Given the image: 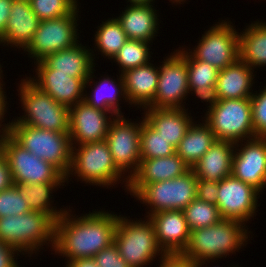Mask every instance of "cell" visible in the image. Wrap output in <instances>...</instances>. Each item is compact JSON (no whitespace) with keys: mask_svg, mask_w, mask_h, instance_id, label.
<instances>
[{"mask_svg":"<svg viewBox=\"0 0 266 267\" xmlns=\"http://www.w3.org/2000/svg\"><path fill=\"white\" fill-rule=\"evenodd\" d=\"M69 209L55 222L53 252L65 260L94 257L113 243L118 215L95 209L78 215ZM74 214V215H73ZM76 216V217H75Z\"/></svg>","mask_w":266,"mask_h":267,"instance_id":"cell-1","label":"cell"},{"mask_svg":"<svg viewBox=\"0 0 266 267\" xmlns=\"http://www.w3.org/2000/svg\"><path fill=\"white\" fill-rule=\"evenodd\" d=\"M248 229L245 223L233 219H221L213 226L195 229L191 231L189 243L181 255L194 263L218 262V259L236 254L247 245L251 233Z\"/></svg>","mask_w":266,"mask_h":267,"instance_id":"cell-2","label":"cell"},{"mask_svg":"<svg viewBox=\"0 0 266 267\" xmlns=\"http://www.w3.org/2000/svg\"><path fill=\"white\" fill-rule=\"evenodd\" d=\"M54 237L55 221L46 214L30 211L0 218V241L16 249L21 256L31 257L43 250L45 244L53 251Z\"/></svg>","mask_w":266,"mask_h":267,"instance_id":"cell-3","label":"cell"},{"mask_svg":"<svg viewBox=\"0 0 266 267\" xmlns=\"http://www.w3.org/2000/svg\"><path fill=\"white\" fill-rule=\"evenodd\" d=\"M72 175L77 177V181L80 179L79 181L96 187L111 188L120 182L127 191L129 184V179L114 164L106 140L72 146L71 166L65 177L66 183Z\"/></svg>","mask_w":266,"mask_h":267,"instance_id":"cell-4","label":"cell"},{"mask_svg":"<svg viewBox=\"0 0 266 267\" xmlns=\"http://www.w3.org/2000/svg\"><path fill=\"white\" fill-rule=\"evenodd\" d=\"M26 78V79H25ZM18 84V97L24 115L11 124H23L54 132H69V107L58 103L26 76Z\"/></svg>","mask_w":266,"mask_h":267,"instance_id":"cell-5","label":"cell"},{"mask_svg":"<svg viewBox=\"0 0 266 267\" xmlns=\"http://www.w3.org/2000/svg\"><path fill=\"white\" fill-rule=\"evenodd\" d=\"M146 218L144 215V221H135L118 216L113 243L130 267H146L156 257L166 255L157 243L154 225Z\"/></svg>","mask_w":266,"mask_h":267,"instance_id":"cell-6","label":"cell"},{"mask_svg":"<svg viewBox=\"0 0 266 267\" xmlns=\"http://www.w3.org/2000/svg\"><path fill=\"white\" fill-rule=\"evenodd\" d=\"M205 119L217 140L233 143L256 138L250 98L210 99Z\"/></svg>","mask_w":266,"mask_h":267,"instance_id":"cell-7","label":"cell"},{"mask_svg":"<svg viewBox=\"0 0 266 267\" xmlns=\"http://www.w3.org/2000/svg\"><path fill=\"white\" fill-rule=\"evenodd\" d=\"M9 135L23 148L55 166L65 177L71 166L69 132H54L23 124H11Z\"/></svg>","mask_w":266,"mask_h":267,"instance_id":"cell-8","label":"cell"},{"mask_svg":"<svg viewBox=\"0 0 266 267\" xmlns=\"http://www.w3.org/2000/svg\"><path fill=\"white\" fill-rule=\"evenodd\" d=\"M197 177L192 169L171 180L149 183L134 198L149 209L146 217L160 211L181 210L196 199Z\"/></svg>","mask_w":266,"mask_h":267,"instance_id":"cell-9","label":"cell"},{"mask_svg":"<svg viewBox=\"0 0 266 267\" xmlns=\"http://www.w3.org/2000/svg\"><path fill=\"white\" fill-rule=\"evenodd\" d=\"M0 143L15 185L65 183V176L55 166L30 153L9 134L1 137Z\"/></svg>","mask_w":266,"mask_h":267,"instance_id":"cell-10","label":"cell"},{"mask_svg":"<svg viewBox=\"0 0 266 267\" xmlns=\"http://www.w3.org/2000/svg\"><path fill=\"white\" fill-rule=\"evenodd\" d=\"M78 7L79 5L69 15L40 21L32 40L24 49V53L34 59V63L80 43L77 21L81 17L78 16Z\"/></svg>","mask_w":266,"mask_h":267,"instance_id":"cell-11","label":"cell"},{"mask_svg":"<svg viewBox=\"0 0 266 267\" xmlns=\"http://www.w3.org/2000/svg\"><path fill=\"white\" fill-rule=\"evenodd\" d=\"M228 21L219 20L213 24L202 34L198 45L193 50L186 48V51L194 59L207 62L219 71L234 64L239 59V32Z\"/></svg>","mask_w":266,"mask_h":267,"instance_id":"cell-12","label":"cell"},{"mask_svg":"<svg viewBox=\"0 0 266 267\" xmlns=\"http://www.w3.org/2000/svg\"><path fill=\"white\" fill-rule=\"evenodd\" d=\"M161 63L156 95L146 108L185 109L183 101L190 94L185 47L174 50Z\"/></svg>","mask_w":266,"mask_h":267,"instance_id":"cell-13","label":"cell"},{"mask_svg":"<svg viewBox=\"0 0 266 267\" xmlns=\"http://www.w3.org/2000/svg\"><path fill=\"white\" fill-rule=\"evenodd\" d=\"M141 118L140 122L134 123L124 118V115L115 117L110 122L105 139L114 164L128 179L137 171L141 162L140 129L144 117Z\"/></svg>","mask_w":266,"mask_h":267,"instance_id":"cell-14","label":"cell"},{"mask_svg":"<svg viewBox=\"0 0 266 267\" xmlns=\"http://www.w3.org/2000/svg\"><path fill=\"white\" fill-rule=\"evenodd\" d=\"M260 193L232 174L218 182L217 204L222 219H233L245 224L256 216ZM259 195V196H258Z\"/></svg>","mask_w":266,"mask_h":267,"instance_id":"cell-15","label":"cell"},{"mask_svg":"<svg viewBox=\"0 0 266 267\" xmlns=\"http://www.w3.org/2000/svg\"><path fill=\"white\" fill-rule=\"evenodd\" d=\"M231 174L260 193L266 188V138L235 143Z\"/></svg>","mask_w":266,"mask_h":267,"instance_id":"cell-16","label":"cell"},{"mask_svg":"<svg viewBox=\"0 0 266 267\" xmlns=\"http://www.w3.org/2000/svg\"><path fill=\"white\" fill-rule=\"evenodd\" d=\"M114 118L110 112L91 107L84 101L71 106L69 108L71 145H83L105 140L110 122Z\"/></svg>","mask_w":266,"mask_h":267,"instance_id":"cell-17","label":"cell"},{"mask_svg":"<svg viewBox=\"0 0 266 267\" xmlns=\"http://www.w3.org/2000/svg\"><path fill=\"white\" fill-rule=\"evenodd\" d=\"M155 228L157 243L166 255L182 254L190 239V228L181 210L160 211L148 216Z\"/></svg>","mask_w":266,"mask_h":267,"instance_id":"cell-18","label":"cell"},{"mask_svg":"<svg viewBox=\"0 0 266 267\" xmlns=\"http://www.w3.org/2000/svg\"><path fill=\"white\" fill-rule=\"evenodd\" d=\"M35 76L28 79L55 101L67 107L74 106L84 99L85 81L88 78L71 77L69 73L55 69H35Z\"/></svg>","mask_w":266,"mask_h":267,"instance_id":"cell-19","label":"cell"},{"mask_svg":"<svg viewBox=\"0 0 266 267\" xmlns=\"http://www.w3.org/2000/svg\"><path fill=\"white\" fill-rule=\"evenodd\" d=\"M189 169L176 153L168 157L141 159L137 171L129 179L127 191L134 196L146 184L174 179Z\"/></svg>","mask_w":266,"mask_h":267,"instance_id":"cell-20","label":"cell"},{"mask_svg":"<svg viewBox=\"0 0 266 267\" xmlns=\"http://www.w3.org/2000/svg\"><path fill=\"white\" fill-rule=\"evenodd\" d=\"M40 21L28 0H13L0 44L24 50L32 40Z\"/></svg>","mask_w":266,"mask_h":267,"instance_id":"cell-21","label":"cell"},{"mask_svg":"<svg viewBox=\"0 0 266 267\" xmlns=\"http://www.w3.org/2000/svg\"><path fill=\"white\" fill-rule=\"evenodd\" d=\"M93 48L89 49L81 43L72 48L57 51L34 63L36 69H55L57 72L69 73L75 78H89L96 66Z\"/></svg>","mask_w":266,"mask_h":267,"instance_id":"cell-22","label":"cell"},{"mask_svg":"<svg viewBox=\"0 0 266 267\" xmlns=\"http://www.w3.org/2000/svg\"><path fill=\"white\" fill-rule=\"evenodd\" d=\"M94 72L95 69L93 68L89 78L85 81L84 88L86 89H84L85 92L83 101L91 107L110 112L114 117L123 116L120 106L121 103L119 101H122L123 98V100H125L124 103H127L128 99L125 93L122 74H119V78L117 75V80L106 75L101 78V80L99 78V82H94L95 80L93 79H96ZM89 83L94 84V89H91L92 94H89L86 91L88 87L92 88Z\"/></svg>","mask_w":266,"mask_h":267,"instance_id":"cell-23","label":"cell"},{"mask_svg":"<svg viewBox=\"0 0 266 267\" xmlns=\"http://www.w3.org/2000/svg\"><path fill=\"white\" fill-rule=\"evenodd\" d=\"M143 110L144 120L175 148L195 121L186 108H143Z\"/></svg>","mask_w":266,"mask_h":267,"instance_id":"cell-24","label":"cell"},{"mask_svg":"<svg viewBox=\"0 0 266 267\" xmlns=\"http://www.w3.org/2000/svg\"><path fill=\"white\" fill-rule=\"evenodd\" d=\"M154 4H128L116 17L128 40H141L153 43L159 30V15Z\"/></svg>","mask_w":266,"mask_h":267,"instance_id":"cell-25","label":"cell"},{"mask_svg":"<svg viewBox=\"0 0 266 267\" xmlns=\"http://www.w3.org/2000/svg\"><path fill=\"white\" fill-rule=\"evenodd\" d=\"M254 69L238 59L234 64L220 70L211 99L251 98L255 83Z\"/></svg>","mask_w":266,"mask_h":267,"instance_id":"cell-26","label":"cell"},{"mask_svg":"<svg viewBox=\"0 0 266 267\" xmlns=\"http://www.w3.org/2000/svg\"><path fill=\"white\" fill-rule=\"evenodd\" d=\"M128 105L146 108L156 95L159 65L149 62L122 73ZM133 104V105H132Z\"/></svg>","mask_w":266,"mask_h":267,"instance_id":"cell-27","label":"cell"},{"mask_svg":"<svg viewBox=\"0 0 266 267\" xmlns=\"http://www.w3.org/2000/svg\"><path fill=\"white\" fill-rule=\"evenodd\" d=\"M234 150L235 143L216 140L191 169L197 179L219 182L232 173Z\"/></svg>","mask_w":266,"mask_h":267,"instance_id":"cell-28","label":"cell"},{"mask_svg":"<svg viewBox=\"0 0 266 267\" xmlns=\"http://www.w3.org/2000/svg\"><path fill=\"white\" fill-rule=\"evenodd\" d=\"M243 30L239 33V59L252 69L266 66V22L254 21Z\"/></svg>","mask_w":266,"mask_h":267,"instance_id":"cell-29","label":"cell"},{"mask_svg":"<svg viewBox=\"0 0 266 267\" xmlns=\"http://www.w3.org/2000/svg\"><path fill=\"white\" fill-rule=\"evenodd\" d=\"M198 122L194 121L192 123L175 149L176 154L190 169L217 140L214 133L205 122Z\"/></svg>","mask_w":266,"mask_h":267,"instance_id":"cell-30","label":"cell"},{"mask_svg":"<svg viewBox=\"0 0 266 267\" xmlns=\"http://www.w3.org/2000/svg\"><path fill=\"white\" fill-rule=\"evenodd\" d=\"M186 63L189 92L201 101L210 100L216 87L219 70L207 62L194 59L187 51Z\"/></svg>","mask_w":266,"mask_h":267,"instance_id":"cell-31","label":"cell"},{"mask_svg":"<svg viewBox=\"0 0 266 267\" xmlns=\"http://www.w3.org/2000/svg\"><path fill=\"white\" fill-rule=\"evenodd\" d=\"M64 183H33L18 185L31 211L40 212L51 217L55 222L61 217L67 208H57L52 196ZM54 191V192H53ZM52 194V195H51Z\"/></svg>","mask_w":266,"mask_h":267,"instance_id":"cell-32","label":"cell"},{"mask_svg":"<svg viewBox=\"0 0 266 267\" xmlns=\"http://www.w3.org/2000/svg\"><path fill=\"white\" fill-rule=\"evenodd\" d=\"M94 36V48L104 58L112 60L119 52L123 45L128 41V38L123 31L120 22L116 17L108 18L105 22L98 26Z\"/></svg>","mask_w":266,"mask_h":267,"instance_id":"cell-33","label":"cell"},{"mask_svg":"<svg viewBox=\"0 0 266 267\" xmlns=\"http://www.w3.org/2000/svg\"><path fill=\"white\" fill-rule=\"evenodd\" d=\"M149 44L152 45L141 40H128L113 58L121 69L119 73L149 63L152 57Z\"/></svg>","mask_w":266,"mask_h":267,"instance_id":"cell-34","label":"cell"},{"mask_svg":"<svg viewBox=\"0 0 266 267\" xmlns=\"http://www.w3.org/2000/svg\"><path fill=\"white\" fill-rule=\"evenodd\" d=\"M176 148L160 136L145 120L140 129L141 159L168 157L176 153Z\"/></svg>","mask_w":266,"mask_h":267,"instance_id":"cell-35","label":"cell"},{"mask_svg":"<svg viewBox=\"0 0 266 267\" xmlns=\"http://www.w3.org/2000/svg\"><path fill=\"white\" fill-rule=\"evenodd\" d=\"M183 212L190 231L213 226L222 219L216 205L200 201L197 198L185 207Z\"/></svg>","mask_w":266,"mask_h":267,"instance_id":"cell-36","label":"cell"},{"mask_svg":"<svg viewBox=\"0 0 266 267\" xmlns=\"http://www.w3.org/2000/svg\"><path fill=\"white\" fill-rule=\"evenodd\" d=\"M78 1L79 0H29V3L33 12L42 21L69 15L78 6Z\"/></svg>","mask_w":266,"mask_h":267,"instance_id":"cell-37","label":"cell"},{"mask_svg":"<svg viewBox=\"0 0 266 267\" xmlns=\"http://www.w3.org/2000/svg\"><path fill=\"white\" fill-rule=\"evenodd\" d=\"M24 195L18 185L0 191V218L22 215L30 212Z\"/></svg>","mask_w":266,"mask_h":267,"instance_id":"cell-38","label":"cell"},{"mask_svg":"<svg viewBox=\"0 0 266 267\" xmlns=\"http://www.w3.org/2000/svg\"><path fill=\"white\" fill-rule=\"evenodd\" d=\"M254 92L250 98L254 134L266 138V86L259 93Z\"/></svg>","mask_w":266,"mask_h":267,"instance_id":"cell-39","label":"cell"},{"mask_svg":"<svg viewBox=\"0 0 266 267\" xmlns=\"http://www.w3.org/2000/svg\"><path fill=\"white\" fill-rule=\"evenodd\" d=\"M93 258L98 267H130L120 256L114 243L109 247L102 249Z\"/></svg>","mask_w":266,"mask_h":267,"instance_id":"cell-40","label":"cell"},{"mask_svg":"<svg viewBox=\"0 0 266 267\" xmlns=\"http://www.w3.org/2000/svg\"><path fill=\"white\" fill-rule=\"evenodd\" d=\"M218 182L197 179L196 198L213 205L217 204Z\"/></svg>","mask_w":266,"mask_h":267,"instance_id":"cell-41","label":"cell"},{"mask_svg":"<svg viewBox=\"0 0 266 267\" xmlns=\"http://www.w3.org/2000/svg\"><path fill=\"white\" fill-rule=\"evenodd\" d=\"M19 254L16 249L0 241V267H20L17 261Z\"/></svg>","mask_w":266,"mask_h":267,"instance_id":"cell-42","label":"cell"},{"mask_svg":"<svg viewBox=\"0 0 266 267\" xmlns=\"http://www.w3.org/2000/svg\"><path fill=\"white\" fill-rule=\"evenodd\" d=\"M3 77L0 79V138L3 137L4 135L9 134V130H10V125L11 122L9 121V123H3L4 121V117H6L5 113H7V105L8 102L6 101L7 96H6V92H4V89L2 88L3 85L5 86V84H3Z\"/></svg>","mask_w":266,"mask_h":267,"instance_id":"cell-43","label":"cell"},{"mask_svg":"<svg viewBox=\"0 0 266 267\" xmlns=\"http://www.w3.org/2000/svg\"><path fill=\"white\" fill-rule=\"evenodd\" d=\"M160 260L158 258L160 262L158 267H194V262L183 257L181 254L165 255Z\"/></svg>","mask_w":266,"mask_h":267,"instance_id":"cell-44","label":"cell"},{"mask_svg":"<svg viewBox=\"0 0 266 267\" xmlns=\"http://www.w3.org/2000/svg\"><path fill=\"white\" fill-rule=\"evenodd\" d=\"M11 171L7 161L2 157V149L0 143V191L7 189L13 185Z\"/></svg>","mask_w":266,"mask_h":267,"instance_id":"cell-45","label":"cell"},{"mask_svg":"<svg viewBox=\"0 0 266 267\" xmlns=\"http://www.w3.org/2000/svg\"><path fill=\"white\" fill-rule=\"evenodd\" d=\"M13 0H0V38L4 35Z\"/></svg>","mask_w":266,"mask_h":267,"instance_id":"cell-46","label":"cell"},{"mask_svg":"<svg viewBox=\"0 0 266 267\" xmlns=\"http://www.w3.org/2000/svg\"><path fill=\"white\" fill-rule=\"evenodd\" d=\"M66 263V267H98L93 257L77 258Z\"/></svg>","mask_w":266,"mask_h":267,"instance_id":"cell-47","label":"cell"},{"mask_svg":"<svg viewBox=\"0 0 266 267\" xmlns=\"http://www.w3.org/2000/svg\"><path fill=\"white\" fill-rule=\"evenodd\" d=\"M155 0H127L129 4H154Z\"/></svg>","mask_w":266,"mask_h":267,"instance_id":"cell-48","label":"cell"},{"mask_svg":"<svg viewBox=\"0 0 266 267\" xmlns=\"http://www.w3.org/2000/svg\"><path fill=\"white\" fill-rule=\"evenodd\" d=\"M210 261L214 262L216 260H206V261H203V262L202 261H198V262L194 263V267H203L205 264H206V267H207V263H210ZM214 267H216V266H214ZM217 267H219V266H217ZM232 267H238V265H235V266H232Z\"/></svg>","mask_w":266,"mask_h":267,"instance_id":"cell-49","label":"cell"},{"mask_svg":"<svg viewBox=\"0 0 266 267\" xmlns=\"http://www.w3.org/2000/svg\"><path fill=\"white\" fill-rule=\"evenodd\" d=\"M170 2H172L173 4L177 5V4H183L184 2H186V0H169ZM183 2V3H181Z\"/></svg>","mask_w":266,"mask_h":267,"instance_id":"cell-50","label":"cell"},{"mask_svg":"<svg viewBox=\"0 0 266 267\" xmlns=\"http://www.w3.org/2000/svg\"><path fill=\"white\" fill-rule=\"evenodd\" d=\"M1 68L2 67H1V64H0V79L3 77V74H2L3 73V70H1Z\"/></svg>","mask_w":266,"mask_h":267,"instance_id":"cell-51","label":"cell"}]
</instances>
